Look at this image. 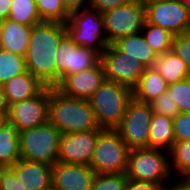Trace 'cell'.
<instances>
[{"instance_id": "obj_1", "label": "cell", "mask_w": 190, "mask_h": 190, "mask_svg": "<svg viewBox=\"0 0 190 190\" xmlns=\"http://www.w3.org/2000/svg\"><path fill=\"white\" fill-rule=\"evenodd\" d=\"M67 34L63 23L42 21L33 26L25 55L26 69L45 87H56L55 56Z\"/></svg>"}, {"instance_id": "obj_2", "label": "cell", "mask_w": 190, "mask_h": 190, "mask_svg": "<svg viewBox=\"0 0 190 190\" xmlns=\"http://www.w3.org/2000/svg\"><path fill=\"white\" fill-rule=\"evenodd\" d=\"M49 122L60 133L100 130L89 100L63 94L49 87Z\"/></svg>"}, {"instance_id": "obj_3", "label": "cell", "mask_w": 190, "mask_h": 190, "mask_svg": "<svg viewBox=\"0 0 190 190\" xmlns=\"http://www.w3.org/2000/svg\"><path fill=\"white\" fill-rule=\"evenodd\" d=\"M133 90L105 79L89 99L100 128L115 129L123 120Z\"/></svg>"}, {"instance_id": "obj_4", "label": "cell", "mask_w": 190, "mask_h": 190, "mask_svg": "<svg viewBox=\"0 0 190 190\" xmlns=\"http://www.w3.org/2000/svg\"><path fill=\"white\" fill-rule=\"evenodd\" d=\"M126 175L129 179L156 183L165 189L173 177L169 152L154 148L130 150Z\"/></svg>"}, {"instance_id": "obj_5", "label": "cell", "mask_w": 190, "mask_h": 190, "mask_svg": "<svg viewBox=\"0 0 190 190\" xmlns=\"http://www.w3.org/2000/svg\"><path fill=\"white\" fill-rule=\"evenodd\" d=\"M65 26L68 36L78 46L95 50L101 55L109 45L103 15L97 10L84 6L71 11Z\"/></svg>"}, {"instance_id": "obj_6", "label": "cell", "mask_w": 190, "mask_h": 190, "mask_svg": "<svg viewBox=\"0 0 190 190\" xmlns=\"http://www.w3.org/2000/svg\"><path fill=\"white\" fill-rule=\"evenodd\" d=\"M60 131L49 121L19 132L20 157L53 166L58 162Z\"/></svg>"}, {"instance_id": "obj_7", "label": "cell", "mask_w": 190, "mask_h": 190, "mask_svg": "<svg viewBox=\"0 0 190 190\" xmlns=\"http://www.w3.org/2000/svg\"><path fill=\"white\" fill-rule=\"evenodd\" d=\"M129 151L116 129L101 128L89 166L96 174L126 173Z\"/></svg>"}, {"instance_id": "obj_8", "label": "cell", "mask_w": 190, "mask_h": 190, "mask_svg": "<svg viewBox=\"0 0 190 190\" xmlns=\"http://www.w3.org/2000/svg\"><path fill=\"white\" fill-rule=\"evenodd\" d=\"M153 111L150 103L132 100L121 123L115 128L130 150L149 148L150 123Z\"/></svg>"}, {"instance_id": "obj_9", "label": "cell", "mask_w": 190, "mask_h": 190, "mask_svg": "<svg viewBox=\"0 0 190 190\" xmlns=\"http://www.w3.org/2000/svg\"><path fill=\"white\" fill-rule=\"evenodd\" d=\"M102 15L108 44H113L119 38L140 33L146 21L145 5L141 0H134Z\"/></svg>"}, {"instance_id": "obj_10", "label": "cell", "mask_w": 190, "mask_h": 190, "mask_svg": "<svg viewBox=\"0 0 190 190\" xmlns=\"http://www.w3.org/2000/svg\"><path fill=\"white\" fill-rule=\"evenodd\" d=\"M55 58L57 86L68 75L95 66L101 55L95 50L78 46L66 34L59 43Z\"/></svg>"}, {"instance_id": "obj_11", "label": "cell", "mask_w": 190, "mask_h": 190, "mask_svg": "<svg viewBox=\"0 0 190 190\" xmlns=\"http://www.w3.org/2000/svg\"><path fill=\"white\" fill-rule=\"evenodd\" d=\"M144 5L148 24L166 29L173 35L190 31V10L181 0H164Z\"/></svg>"}, {"instance_id": "obj_12", "label": "cell", "mask_w": 190, "mask_h": 190, "mask_svg": "<svg viewBox=\"0 0 190 190\" xmlns=\"http://www.w3.org/2000/svg\"><path fill=\"white\" fill-rule=\"evenodd\" d=\"M6 118L19 132L49 121V87L30 99L9 104Z\"/></svg>"}, {"instance_id": "obj_13", "label": "cell", "mask_w": 190, "mask_h": 190, "mask_svg": "<svg viewBox=\"0 0 190 190\" xmlns=\"http://www.w3.org/2000/svg\"><path fill=\"white\" fill-rule=\"evenodd\" d=\"M101 62L107 80L123 84L131 89L138 84L146 68L137 59L120 51L114 44H109L103 51Z\"/></svg>"}, {"instance_id": "obj_14", "label": "cell", "mask_w": 190, "mask_h": 190, "mask_svg": "<svg viewBox=\"0 0 190 190\" xmlns=\"http://www.w3.org/2000/svg\"><path fill=\"white\" fill-rule=\"evenodd\" d=\"M99 136V130L62 133L58 161L89 165Z\"/></svg>"}, {"instance_id": "obj_15", "label": "cell", "mask_w": 190, "mask_h": 190, "mask_svg": "<svg viewBox=\"0 0 190 190\" xmlns=\"http://www.w3.org/2000/svg\"><path fill=\"white\" fill-rule=\"evenodd\" d=\"M106 79L101 60L93 67L65 77L56 88L63 94L89 100Z\"/></svg>"}, {"instance_id": "obj_16", "label": "cell", "mask_w": 190, "mask_h": 190, "mask_svg": "<svg viewBox=\"0 0 190 190\" xmlns=\"http://www.w3.org/2000/svg\"><path fill=\"white\" fill-rule=\"evenodd\" d=\"M95 174L89 165L58 161L52 166V184L58 190H90Z\"/></svg>"}, {"instance_id": "obj_17", "label": "cell", "mask_w": 190, "mask_h": 190, "mask_svg": "<svg viewBox=\"0 0 190 190\" xmlns=\"http://www.w3.org/2000/svg\"><path fill=\"white\" fill-rule=\"evenodd\" d=\"M26 190H43L52 184V166L20 159L10 166Z\"/></svg>"}, {"instance_id": "obj_18", "label": "cell", "mask_w": 190, "mask_h": 190, "mask_svg": "<svg viewBox=\"0 0 190 190\" xmlns=\"http://www.w3.org/2000/svg\"><path fill=\"white\" fill-rule=\"evenodd\" d=\"M32 26L19 24L10 19L0 22V49L25 57Z\"/></svg>"}, {"instance_id": "obj_19", "label": "cell", "mask_w": 190, "mask_h": 190, "mask_svg": "<svg viewBox=\"0 0 190 190\" xmlns=\"http://www.w3.org/2000/svg\"><path fill=\"white\" fill-rule=\"evenodd\" d=\"M9 104L30 99L45 86L29 71L15 76L2 85Z\"/></svg>"}, {"instance_id": "obj_20", "label": "cell", "mask_w": 190, "mask_h": 190, "mask_svg": "<svg viewBox=\"0 0 190 190\" xmlns=\"http://www.w3.org/2000/svg\"><path fill=\"white\" fill-rule=\"evenodd\" d=\"M169 84L155 67L145 68L138 84L132 89L133 98L137 101L150 103L168 91Z\"/></svg>"}, {"instance_id": "obj_21", "label": "cell", "mask_w": 190, "mask_h": 190, "mask_svg": "<svg viewBox=\"0 0 190 190\" xmlns=\"http://www.w3.org/2000/svg\"><path fill=\"white\" fill-rule=\"evenodd\" d=\"M113 44L131 58L137 59L144 67H154L158 55L146 42L142 32L119 38Z\"/></svg>"}, {"instance_id": "obj_22", "label": "cell", "mask_w": 190, "mask_h": 190, "mask_svg": "<svg viewBox=\"0 0 190 190\" xmlns=\"http://www.w3.org/2000/svg\"><path fill=\"white\" fill-rule=\"evenodd\" d=\"M175 142L173 119L153 113L150 123L149 148L169 152Z\"/></svg>"}, {"instance_id": "obj_23", "label": "cell", "mask_w": 190, "mask_h": 190, "mask_svg": "<svg viewBox=\"0 0 190 190\" xmlns=\"http://www.w3.org/2000/svg\"><path fill=\"white\" fill-rule=\"evenodd\" d=\"M20 159L19 131L6 121L0 128V165L10 167Z\"/></svg>"}, {"instance_id": "obj_24", "label": "cell", "mask_w": 190, "mask_h": 190, "mask_svg": "<svg viewBox=\"0 0 190 190\" xmlns=\"http://www.w3.org/2000/svg\"><path fill=\"white\" fill-rule=\"evenodd\" d=\"M154 67L169 85L190 77L185 62L172 50L159 55Z\"/></svg>"}, {"instance_id": "obj_25", "label": "cell", "mask_w": 190, "mask_h": 190, "mask_svg": "<svg viewBox=\"0 0 190 190\" xmlns=\"http://www.w3.org/2000/svg\"><path fill=\"white\" fill-rule=\"evenodd\" d=\"M142 34L152 50L159 56L172 50L175 35L156 25L144 23Z\"/></svg>"}, {"instance_id": "obj_26", "label": "cell", "mask_w": 190, "mask_h": 190, "mask_svg": "<svg viewBox=\"0 0 190 190\" xmlns=\"http://www.w3.org/2000/svg\"><path fill=\"white\" fill-rule=\"evenodd\" d=\"M8 19L32 27L42 22L35 0H12Z\"/></svg>"}, {"instance_id": "obj_27", "label": "cell", "mask_w": 190, "mask_h": 190, "mask_svg": "<svg viewBox=\"0 0 190 190\" xmlns=\"http://www.w3.org/2000/svg\"><path fill=\"white\" fill-rule=\"evenodd\" d=\"M26 71L23 56L0 49V86Z\"/></svg>"}, {"instance_id": "obj_28", "label": "cell", "mask_w": 190, "mask_h": 190, "mask_svg": "<svg viewBox=\"0 0 190 190\" xmlns=\"http://www.w3.org/2000/svg\"><path fill=\"white\" fill-rule=\"evenodd\" d=\"M169 154L172 174L177 171L179 178L190 177V140L175 142Z\"/></svg>"}, {"instance_id": "obj_29", "label": "cell", "mask_w": 190, "mask_h": 190, "mask_svg": "<svg viewBox=\"0 0 190 190\" xmlns=\"http://www.w3.org/2000/svg\"><path fill=\"white\" fill-rule=\"evenodd\" d=\"M41 21L65 24L70 12L65 8L62 0H35Z\"/></svg>"}, {"instance_id": "obj_30", "label": "cell", "mask_w": 190, "mask_h": 190, "mask_svg": "<svg viewBox=\"0 0 190 190\" xmlns=\"http://www.w3.org/2000/svg\"><path fill=\"white\" fill-rule=\"evenodd\" d=\"M127 181L126 173L95 174L90 190H124Z\"/></svg>"}, {"instance_id": "obj_31", "label": "cell", "mask_w": 190, "mask_h": 190, "mask_svg": "<svg viewBox=\"0 0 190 190\" xmlns=\"http://www.w3.org/2000/svg\"><path fill=\"white\" fill-rule=\"evenodd\" d=\"M168 92L178 105L180 113L190 112V77L170 84Z\"/></svg>"}, {"instance_id": "obj_32", "label": "cell", "mask_w": 190, "mask_h": 190, "mask_svg": "<svg viewBox=\"0 0 190 190\" xmlns=\"http://www.w3.org/2000/svg\"><path fill=\"white\" fill-rule=\"evenodd\" d=\"M153 113L174 119L179 113V107L168 91L150 102Z\"/></svg>"}, {"instance_id": "obj_33", "label": "cell", "mask_w": 190, "mask_h": 190, "mask_svg": "<svg viewBox=\"0 0 190 190\" xmlns=\"http://www.w3.org/2000/svg\"><path fill=\"white\" fill-rule=\"evenodd\" d=\"M172 51L185 62L190 76V31L174 36Z\"/></svg>"}, {"instance_id": "obj_34", "label": "cell", "mask_w": 190, "mask_h": 190, "mask_svg": "<svg viewBox=\"0 0 190 190\" xmlns=\"http://www.w3.org/2000/svg\"><path fill=\"white\" fill-rule=\"evenodd\" d=\"M173 123L176 142L190 140V112L179 113Z\"/></svg>"}, {"instance_id": "obj_35", "label": "cell", "mask_w": 190, "mask_h": 190, "mask_svg": "<svg viewBox=\"0 0 190 190\" xmlns=\"http://www.w3.org/2000/svg\"><path fill=\"white\" fill-rule=\"evenodd\" d=\"M0 190H26L10 167L0 170Z\"/></svg>"}, {"instance_id": "obj_36", "label": "cell", "mask_w": 190, "mask_h": 190, "mask_svg": "<svg viewBox=\"0 0 190 190\" xmlns=\"http://www.w3.org/2000/svg\"><path fill=\"white\" fill-rule=\"evenodd\" d=\"M133 1L134 0H87L86 6L103 14L106 11L115 9L119 6L127 5Z\"/></svg>"}, {"instance_id": "obj_37", "label": "cell", "mask_w": 190, "mask_h": 190, "mask_svg": "<svg viewBox=\"0 0 190 190\" xmlns=\"http://www.w3.org/2000/svg\"><path fill=\"white\" fill-rule=\"evenodd\" d=\"M124 190H165L161 185L128 178Z\"/></svg>"}, {"instance_id": "obj_38", "label": "cell", "mask_w": 190, "mask_h": 190, "mask_svg": "<svg viewBox=\"0 0 190 190\" xmlns=\"http://www.w3.org/2000/svg\"><path fill=\"white\" fill-rule=\"evenodd\" d=\"M174 184L167 185L165 190H190V177L178 178V182L172 180Z\"/></svg>"}, {"instance_id": "obj_39", "label": "cell", "mask_w": 190, "mask_h": 190, "mask_svg": "<svg viewBox=\"0 0 190 190\" xmlns=\"http://www.w3.org/2000/svg\"><path fill=\"white\" fill-rule=\"evenodd\" d=\"M86 2L87 0H62L63 5L69 12L86 6Z\"/></svg>"}, {"instance_id": "obj_40", "label": "cell", "mask_w": 190, "mask_h": 190, "mask_svg": "<svg viewBox=\"0 0 190 190\" xmlns=\"http://www.w3.org/2000/svg\"><path fill=\"white\" fill-rule=\"evenodd\" d=\"M12 0H0V22L8 19Z\"/></svg>"}, {"instance_id": "obj_41", "label": "cell", "mask_w": 190, "mask_h": 190, "mask_svg": "<svg viewBox=\"0 0 190 190\" xmlns=\"http://www.w3.org/2000/svg\"><path fill=\"white\" fill-rule=\"evenodd\" d=\"M9 103L7 98L5 97V93L3 87L0 86V116L8 115Z\"/></svg>"}, {"instance_id": "obj_42", "label": "cell", "mask_w": 190, "mask_h": 190, "mask_svg": "<svg viewBox=\"0 0 190 190\" xmlns=\"http://www.w3.org/2000/svg\"><path fill=\"white\" fill-rule=\"evenodd\" d=\"M182 4L190 10V0H181Z\"/></svg>"}, {"instance_id": "obj_43", "label": "cell", "mask_w": 190, "mask_h": 190, "mask_svg": "<svg viewBox=\"0 0 190 190\" xmlns=\"http://www.w3.org/2000/svg\"><path fill=\"white\" fill-rule=\"evenodd\" d=\"M7 121L6 116H0V128L4 125V123Z\"/></svg>"}, {"instance_id": "obj_44", "label": "cell", "mask_w": 190, "mask_h": 190, "mask_svg": "<svg viewBox=\"0 0 190 190\" xmlns=\"http://www.w3.org/2000/svg\"><path fill=\"white\" fill-rule=\"evenodd\" d=\"M144 4H148V3H154V2H158V1H164V0H141Z\"/></svg>"}, {"instance_id": "obj_45", "label": "cell", "mask_w": 190, "mask_h": 190, "mask_svg": "<svg viewBox=\"0 0 190 190\" xmlns=\"http://www.w3.org/2000/svg\"><path fill=\"white\" fill-rule=\"evenodd\" d=\"M43 190H58L53 184L48 186L47 188H44Z\"/></svg>"}]
</instances>
